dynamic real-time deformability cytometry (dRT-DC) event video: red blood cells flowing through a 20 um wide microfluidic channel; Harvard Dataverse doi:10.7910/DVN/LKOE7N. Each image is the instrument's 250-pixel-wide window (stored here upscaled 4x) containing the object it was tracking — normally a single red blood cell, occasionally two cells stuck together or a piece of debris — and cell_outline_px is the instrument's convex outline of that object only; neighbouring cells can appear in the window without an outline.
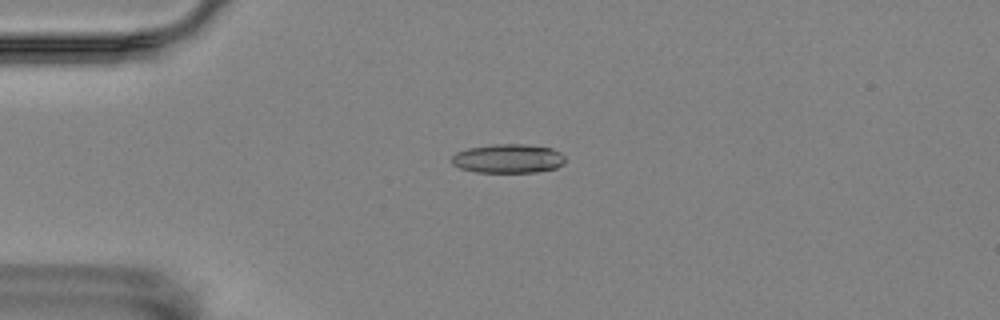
{"species": "Egyptian fruit bat (a non-hibernating species)", "species_latin": "Rousettus aegyptiacus", "temperature_condition": "room temperature", "stored_images_in_passage": 6, "camera_frame_rate_fps": 3000, "um_per_image_px": 0.085, "animal": {"sex": "female"}, "frame": {"image": 1, "passage_image": 5, "time_ms": 1.333, "image_size_px": [1000, 320], "cell_outline_px": [[564, 164], [556, 168], [536, 172], [476, 172], [460, 168], [452, 164], [452, 156], [456, 152], [468, 148], [492, 144], [528, 144], [552, 148], [560, 152], [564, 156]], "centroid_in_image_um": [43.2, 13.47], "position_along_channel_um": 41.8, "area_um2": 19.31}}